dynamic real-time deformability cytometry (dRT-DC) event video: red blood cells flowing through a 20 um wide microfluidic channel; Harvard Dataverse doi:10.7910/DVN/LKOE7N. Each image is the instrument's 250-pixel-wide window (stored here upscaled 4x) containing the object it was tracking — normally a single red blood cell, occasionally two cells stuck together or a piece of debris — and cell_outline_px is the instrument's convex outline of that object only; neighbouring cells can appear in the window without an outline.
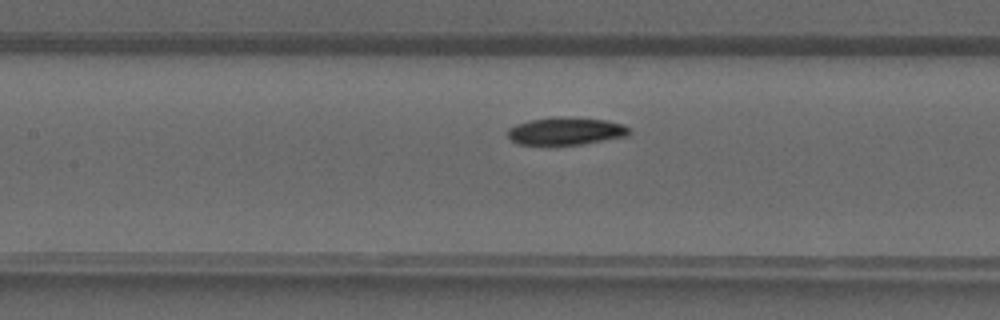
{"species": "common noctule bat (a hibernating species)", "species_latin": "Nyctalus noctula", "temperature_condition": "warm", "stored_images_in_passage": 34, "camera_frame_rate_fps": 3000, "um_per_image_px": 0.085, "animal": {"sex": "male", "forearm_length_mm": 52.5}, "frame": {"image": 1, "passage_image": 12, "time_ms": 3.667, "image_size_px": [1000, 320], "cell_outline_px": [[632, 132], [628, 136], [584, 144], [516, 144], [508, 136], [508, 128], [516, 124], [532, 120], [552, 116], [564, 116], [604, 120], [624, 124], [632, 128]], "centroid_in_image_um": [48.16, 11.13], "position_along_channel_um": 159.2, "area_um2": 19.71}}
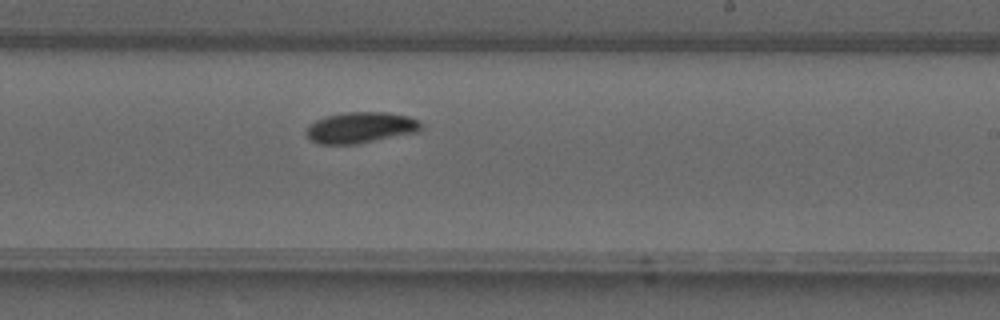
{"frame": {"image": 2, "passage_image": 18, "time_ms": 5.667, "image_size_px": [1000, 320], "cell_outline_px": [[424, 128], [420, 132], [356, 144], [316, 144], [304, 132], [316, 120], [324, 116], [344, 112], [384, 112], [408, 116], [420, 120]], "centroid_in_image_um": [30.71, 10.84], "position_along_channel_um": 258.3, "area_um2": 20.98}}
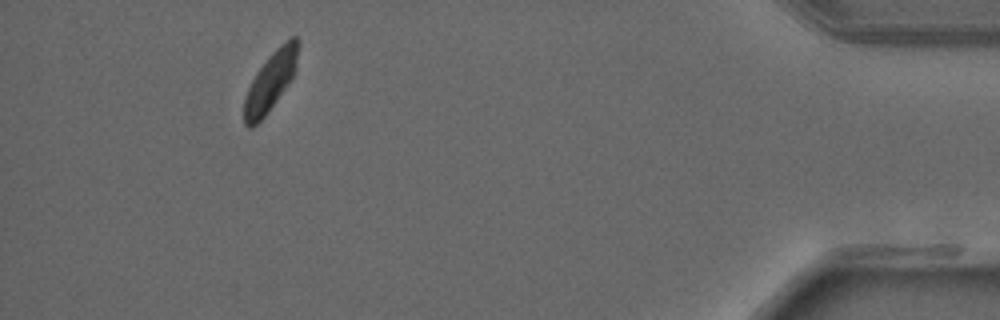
{"frame": {"image": 3, "passage_image": 31, "time_ms": 10.0, "image_size_px": [1000, 320], "cell_outline_px": [[300, 44], [296, 68], [288, 84], [268, 112], [252, 128], [248, 128], [244, 124], [244, 96], [256, 72], [268, 56], [284, 40], [292, 36], [296, 36], [300, 40]], "centroid_in_image_um": [23.01, 6.87], "position_along_channel_um": 412.2, "area_um2": 18.67}}